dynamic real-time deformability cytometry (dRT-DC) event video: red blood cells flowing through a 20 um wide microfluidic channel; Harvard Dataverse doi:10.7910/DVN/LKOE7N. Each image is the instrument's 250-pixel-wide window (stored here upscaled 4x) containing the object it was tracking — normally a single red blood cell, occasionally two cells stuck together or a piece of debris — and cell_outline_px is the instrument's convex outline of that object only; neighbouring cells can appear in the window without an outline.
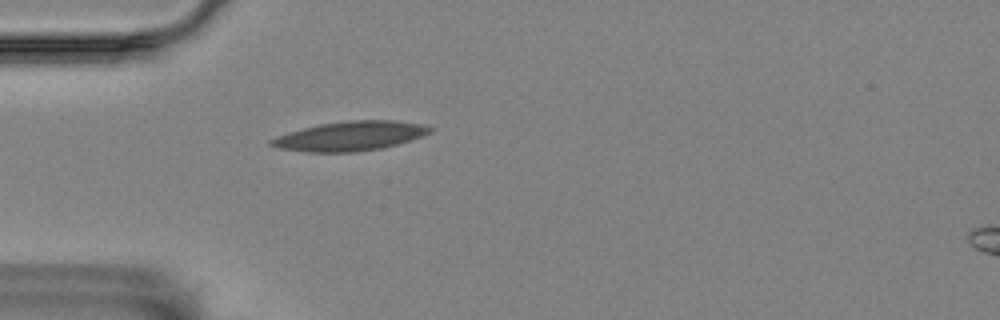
{"species": "Egyptian fruit bat (a non-hibernating species)", "species_latin": "Rousettus aegyptiacus", "temperature_condition": "room temperature", "stored_images_in_passage": 1, "camera_frame_rate_fps": 3000, "um_per_image_px": 0.085, "animal": {"sex": "female"}, "frame": {"image": 1, "passage_image": 1, "time_ms": 0.0, "image_size_px": [1000, 320], "cell_outline_px": [[432, 132], [412, 140], [380, 148], [356, 152], [308, 152], [276, 148], [268, 144], [268, 140], [276, 136], [288, 132], [320, 124], [352, 120], [392, 120], [420, 124], [432, 128]], "centroid_in_image_um": [29.72, 11.57], "position_along_channel_um": 55.3, "area_um2": 27.11}}